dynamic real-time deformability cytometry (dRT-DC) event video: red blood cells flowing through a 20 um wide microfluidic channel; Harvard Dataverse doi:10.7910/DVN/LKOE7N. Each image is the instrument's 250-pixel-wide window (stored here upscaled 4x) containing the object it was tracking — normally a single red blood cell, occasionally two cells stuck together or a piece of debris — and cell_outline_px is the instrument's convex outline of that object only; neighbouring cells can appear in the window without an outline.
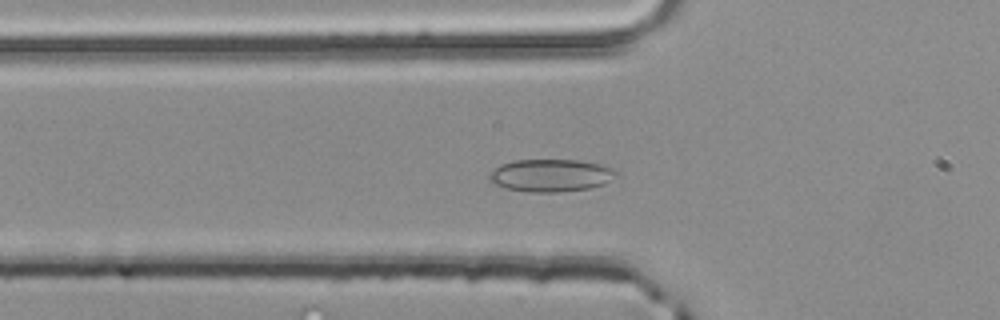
{"species": "common noctule bat (a hibernating species)", "species_latin": "Nyctalus noctula", "temperature_condition": "room temperature", "stored_images_in_passage": 51, "camera_frame_rate_fps": 3000, "um_per_image_px": 0.085, "animal": {"sex": "male", "body_mass_g": 20.4}, "frame": {"image": 1, "passage_image": 17, "time_ms": 5.333, "image_size_px": [1000, 320], "cell_outline_px": [[620, 172], [604, 184], [588, 188], [560, 192], [528, 192], [508, 188], [496, 184], [488, 180], [488, 172], [500, 164], [512, 160], [580, 160], [600, 164], [612, 168]], "centroid_in_image_um": [46.79, 14.9], "position_along_channel_um": 79.0, "area_um2": 24.16}}
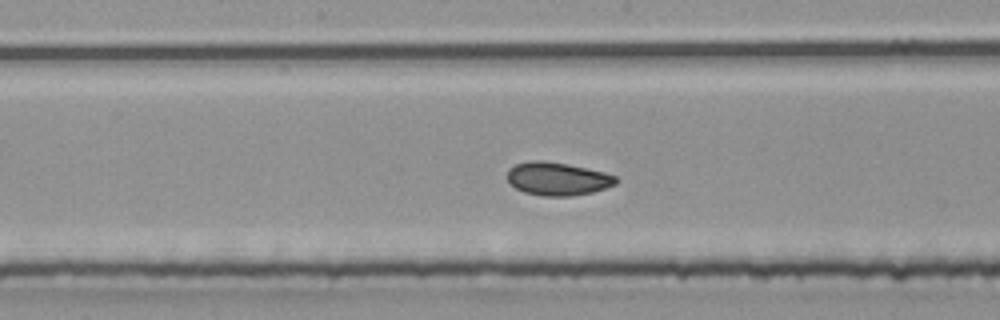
{"frame": {"image": 2, "passage_image": 26, "time_ms": 8.333, "image_size_px": [1000, 320], "cell_outline_px": [[616, 184], [592, 192], [568, 196], [544, 196], [524, 192], [516, 188], [508, 180], [508, 168], [516, 164], [532, 160], [544, 160], [568, 164], [604, 172], [616, 176]], "centroid_in_image_um": [47.37, 15.19], "position_along_channel_um": 200.8, "area_um2": 20.81}}
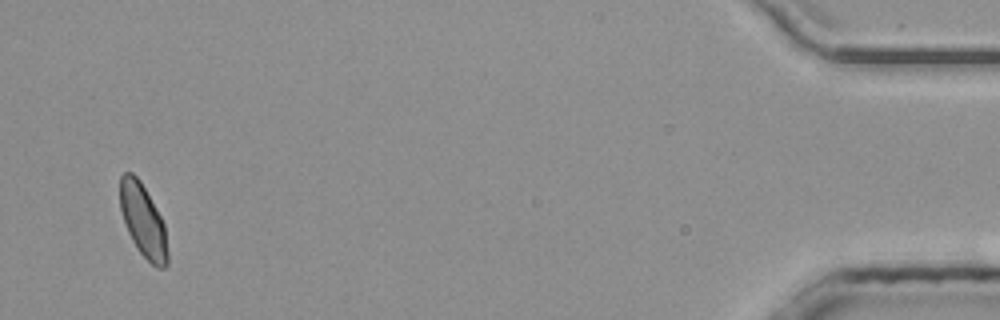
{"frame": {"image": 3, "passage_image": 49, "time_ms": 16.0, "image_size_px": [1000, 320], "cell_outline_px": [[168, 264], [164, 268], [156, 268], [136, 248], [128, 232], [120, 208], [120, 176], [124, 172], [132, 172], [140, 180], [156, 208], [164, 224], [168, 252]], "centroid_in_image_um": [12.16, 18.76], "position_along_channel_um": 423.0, "area_um2": 20.11}, "authors_computed_cell_mechanics": {"area_um2": 20.8658, "velocity_mm_per_s": 4.0473, "shape_relaxation_time_tau1_ms": 5.9814, "shape_relaxation_time_tau2_ms": 1.0254, "deformation_change_tau1": 0.0901, "deformation_change_tau2": 0.0474}}